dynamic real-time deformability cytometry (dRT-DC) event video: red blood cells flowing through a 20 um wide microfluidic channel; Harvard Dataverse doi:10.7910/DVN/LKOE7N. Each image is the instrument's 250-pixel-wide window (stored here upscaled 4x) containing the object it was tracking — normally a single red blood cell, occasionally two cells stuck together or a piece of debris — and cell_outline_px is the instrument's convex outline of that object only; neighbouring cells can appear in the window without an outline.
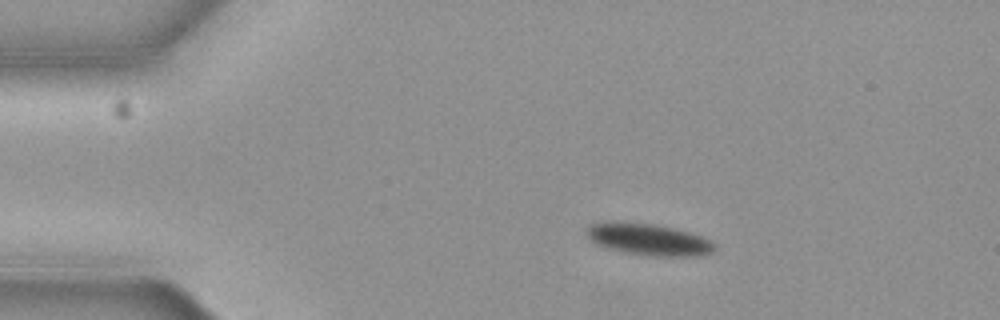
{"species": "common noctule bat (a hibernating species)", "species_latin": "Nyctalus noctula", "temperature_condition": "cold", "stored_images_in_passage": 5, "camera_frame_rate_fps": 3000, "um_per_image_px": 0.085, "animal": {"sex": "female", "body_mass_g": 19.3, "forearm_length_mm": 54.1}, "frame": {"image": 1, "passage_image": 3, "time_ms": 0.667, "image_size_px": [1000, 320], "cell_outline_px": [[716, 248], [712, 252], [704, 256], [644, 256], [624, 252], [608, 248], [596, 244], [588, 236], [588, 228], [592, 224], [604, 220], [608, 220], [652, 224], [672, 228], [704, 236], [712, 240], [716, 244]], "centroid_in_image_um": [55.18, 20.36], "position_along_channel_um": 29.8, "area_um2": 23.93}}
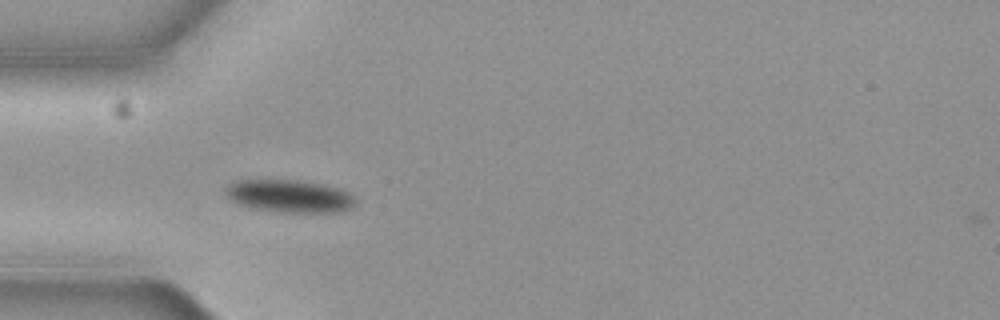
{"frame": {"image": 2, "passage_image": 5, "time_ms": 1.333, "image_size_px": [1000, 320], "cell_outline_px": [[356, 204], [352, 208], [340, 212], [280, 212], [256, 208], [240, 204], [224, 196], [224, 188], [228, 184], [236, 180], [300, 180], [324, 184], [344, 188], [356, 200]], "centroid_in_image_um": [24.63, 16.65], "position_along_channel_um": 60.4, "area_um2": 25.03}}